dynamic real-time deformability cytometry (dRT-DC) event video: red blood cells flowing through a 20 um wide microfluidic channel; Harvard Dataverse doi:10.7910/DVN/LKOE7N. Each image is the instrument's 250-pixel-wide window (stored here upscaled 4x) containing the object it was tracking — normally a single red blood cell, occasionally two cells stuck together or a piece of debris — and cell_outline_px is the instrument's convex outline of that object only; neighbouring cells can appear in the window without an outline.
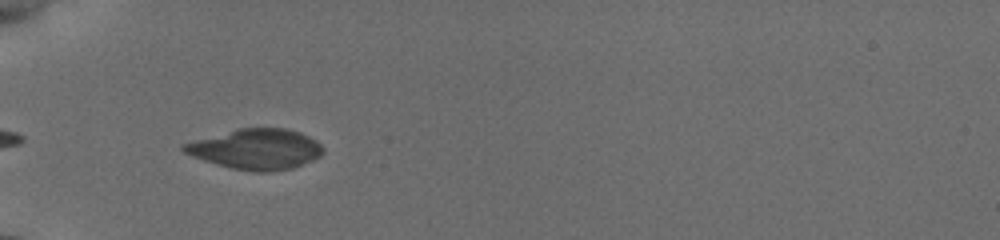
{"species": "common noctule bat (a hibernating species)", "species_latin": "Nyctalus noctula", "temperature_condition": "cold", "stored_images_in_passage": 18, "segment_of_instrument_passage": [1, 2], "camera_frame_rate_fps": 3000, "um_per_image_px": 0.085, "animal": {"sex": "female", "body_mass_g": 19.5, "forearm_length_mm": 54.1}, "frame": {"image": 1, "passage_image": 1, "time_ms": 0.0, "image_size_px": [1000, 240], "cell_outline_px": [[324, 152], [320, 156], [312, 160], [292, 168], [268, 172], [256, 172], [232, 168], [204, 160], [192, 156], [184, 152], [180, 148], [180, 144], [236, 128], [288, 128], [300, 132], [316, 140], [324, 148]], "centroid_in_image_um": [21.76, 12.66], "position_along_channel_um": 63.2, "area_um2": 32.83}}